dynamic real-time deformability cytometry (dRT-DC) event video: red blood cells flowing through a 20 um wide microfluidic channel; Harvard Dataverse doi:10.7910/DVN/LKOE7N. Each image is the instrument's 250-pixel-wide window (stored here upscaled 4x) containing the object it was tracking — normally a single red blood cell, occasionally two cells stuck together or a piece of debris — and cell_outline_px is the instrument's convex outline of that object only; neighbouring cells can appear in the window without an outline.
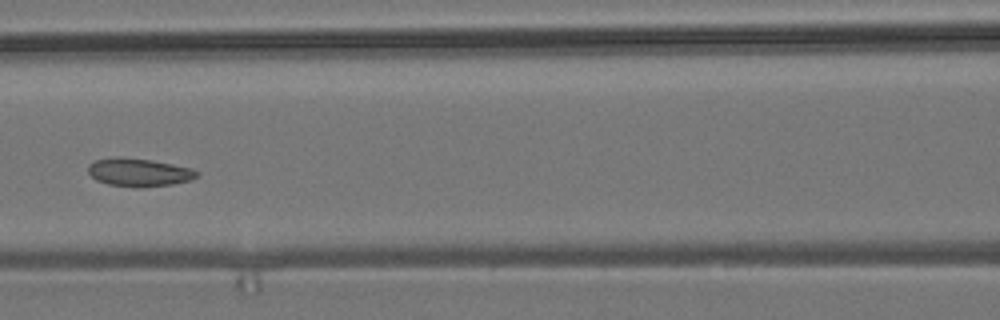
{"species": "common noctule bat (a hibernating species)", "species_latin": "Nyctalus noctula", "temperature_condition": "room temperature", "stored_images_in_passage": 10, "camera_frame_rate_fps": 3000, "um_per_image_px": 0.085, "animal": {"sex": "male", "body_mass_g": 19.2, "forearm_length_mm": 51.8}, "frame": {"image": 1, "passage_image": 7, "time_ms": 7.0, "image_size_px": [1000, 320], "cell_outline_px": [[200, 176], [192, 180], [172, 184], [140, 188], [108, 184], [96, 180], [88, 172], [88, 164], [96, 160], [116, 156], [120, 156], [152, 160], [192, 168], [200, 172]], "centroid_in_image_um": [11.84, 14.64], "position_along_channel_um": 154.8, "area_um2": 18.09}}
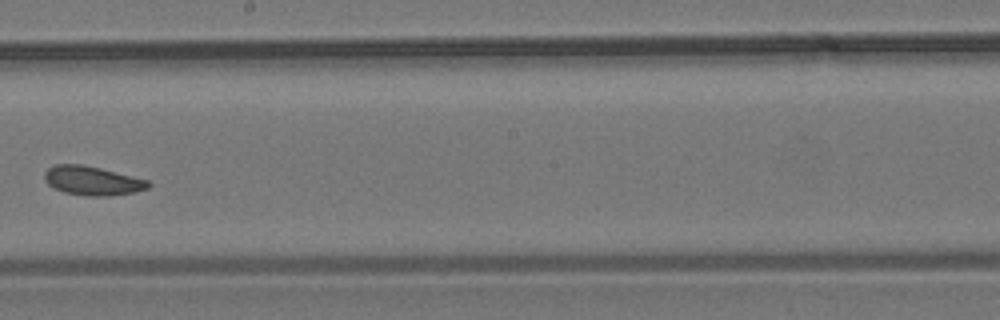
{"frame": {"image": 2, "passage_image": 9, "time_ms": 9.333, "image_size_px": [1000, 320], "cell_outline_px": [[152, 184], [148, 188], [136, 192], [108, 196], [84, 196], [64, 192], [48, 184], [44, 180], [44, 172], [48, 168], [56, 164], [84, 164], [148, 180]], "centroid_in_image_um": [7.85, 15.36], "position_along_channel_um": 240.3, "area_um2": 17.63}}
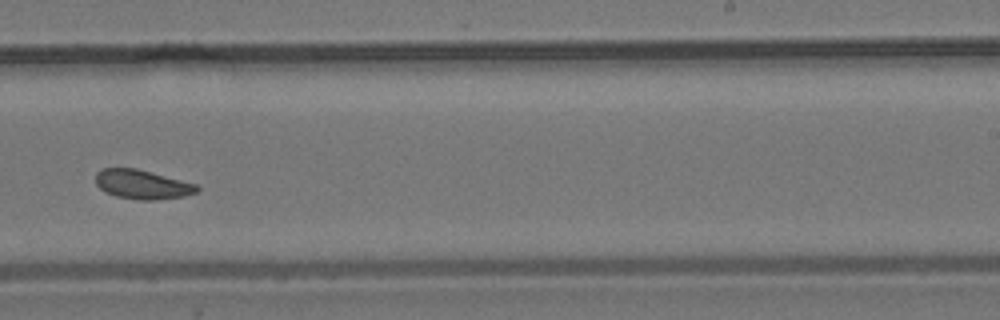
{"frame": {"image": 3, "passage_image": 10, "time_ms": 10.333, "image_size_px": [1000, 320], "cell_outline_px": [[200, 188], [196, 192], [184, 196], [156, 200], [140, 200], [116, 196], [100, 188], [96, 184], [96, 172], [104, 168], [136, 168], [196, 184]], "centroid_in_image_um": [12.09, 15.67], "position_along_channel_um": 276.9, "area_um2": 17.05}}